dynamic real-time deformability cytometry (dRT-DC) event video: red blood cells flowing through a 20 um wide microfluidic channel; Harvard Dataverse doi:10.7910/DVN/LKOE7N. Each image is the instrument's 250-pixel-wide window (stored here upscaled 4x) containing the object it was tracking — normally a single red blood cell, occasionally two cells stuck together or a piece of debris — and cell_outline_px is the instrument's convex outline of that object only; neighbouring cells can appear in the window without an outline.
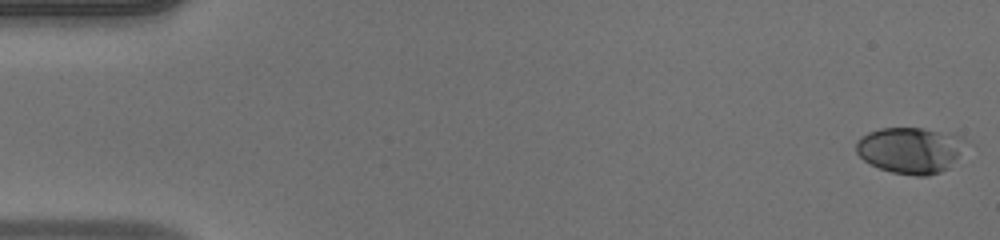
{"species": "human", "species_latin": "Homo sapiens", "temperature_condition": "warm", "stored_images_in_passage": 49, "camera_frame_rate_fps": 3000, "um_per_image_px": 0.085, "donor": {"sex": "male"}, "frame": {"image": 1, "passage_image": 1, "time_ms": 0.0, "image_size_px": [1000, 240], "cell_outline_px": [[976, 144], [948, 168], [940, 172], [928, 176], [916, 176], [892, 172], [880, 168], [864, 160], [856, 152], [856, 140], [860, 136], [868, 132], [880, 128], [924, 128], [964, 136]], "centroid_in_image_um": [77.54, 12.75], "position_along_channel_um": 7.5, "area_um2": 30.63}}
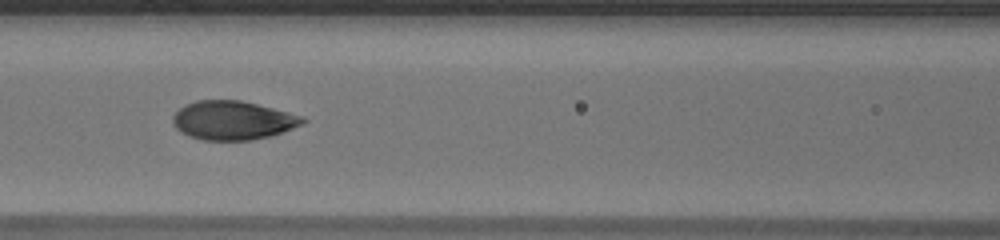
{"frame": {"image": 2, "passage_image": 22, "time_ms": 7.0, "image_size_px": [1000, 240], "cell_outline_px": [[308, 120], [304, 124], [268, 136], [252, 140], [204, 140], [188, 136], [180, 132], [172, 124], [172, 116], [184, 104], [196, 100], [240, 100], [304, 116]], "centroid_in_image_um": [19.76, 10.22], "position_along_channel_um": 146.8, "area_um2": 29.42}}
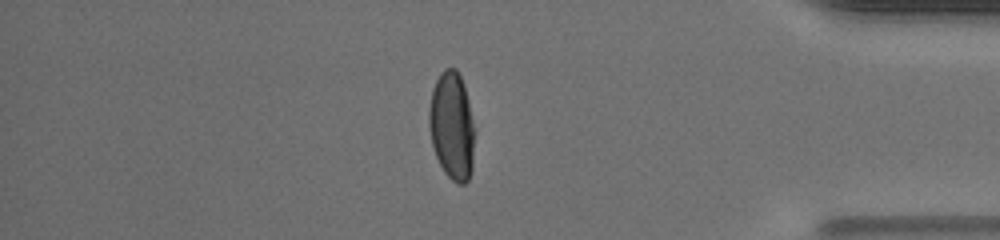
{"frame": {"image": 3, "passage_image": 42, "time_ms": 13.667, "image_size_px": [1000, 240], "cell_outline_px": [[472, 172], [468, 180], [464, 184], [456, 184], [444, 172], [436, 156], [432, 144], [428, 124], [428, 108], [432, 88], [440, 72], [444, 68], [456, 68], [460, 76], [468, 100], [472, 120]], "centroid_in_image_um": [38.36, 10.69], "position_along_channel_um": 396.8, "area_um2": 28.38}, "authors_computed_cell_mechanics": {"area_um2": 29.3624, "velocity_mm_per_s": 4.2077, "shape_relaxation_time_tau1_ms": 4.3507, "shape_relaxation_time_tau2_ms": null, "deformation_change_tau1": 0.2159, "deformation_change_tau2": null}}